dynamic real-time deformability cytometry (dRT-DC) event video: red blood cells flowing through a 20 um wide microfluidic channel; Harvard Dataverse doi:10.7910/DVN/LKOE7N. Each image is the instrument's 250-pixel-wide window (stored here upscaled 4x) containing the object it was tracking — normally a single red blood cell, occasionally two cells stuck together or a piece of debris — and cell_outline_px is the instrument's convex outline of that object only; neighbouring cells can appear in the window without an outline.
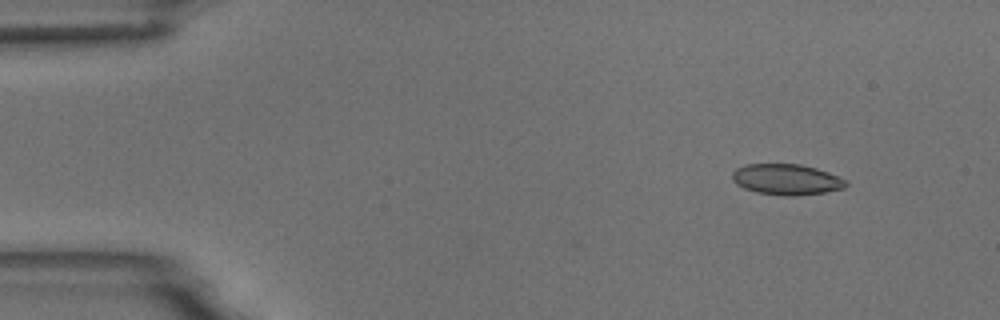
{"species": "common noctule bat (a hibernating species)", "species_latin": "Nyctalus noctula", "temperature_condition": "room temperature", "stored_images_in_passage": 4, "camera_frame_rate_fps": 3000, "um_per_image_px": 0.085, "animal": {"sex": "male", "body_mass_g": 18.8}, "frame": {"image": 1, "passage_image": 1, "time_ms": 0.0, "image_size_px": [1000, 320], "cell_outline_px": [[848, 184], [844, 188], [824, 192], [792, 196], [784, 196], [756, 192], [744, 188], [736, 184], [732, 180], [732, 172], [736, 168], [744, 164], [800, 164], [816, 168], [828, 172], [848, 180]], "centroid_in_image_um": [66.84, 15.25], "position_along_channel_um": 18.2, "area_um2": 20.52}}
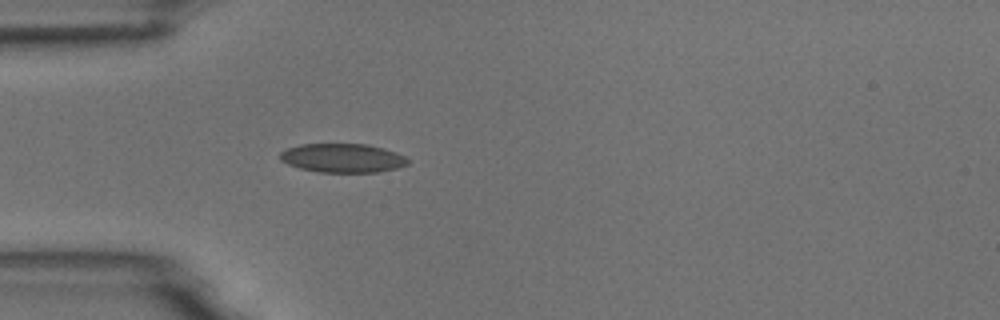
{"frame": {"image": 2, "passage_image": 4, "time_ms": 3.333, "image_size_px": [1000, 320], "cell_outline_px": [[408, 164], [396, 168], [376, 172], [320, 172], [300, 168], [288, 164], [280, 160], [280, 152], [288, 148], [300, 144], [368, 144], [384, 148], [396, 152], [404, 156], [408, 160]], "centroid_in_image_um": [29.11, 13.42], "position_along_channel_um": 55.9, "area_um2": 21.44}}